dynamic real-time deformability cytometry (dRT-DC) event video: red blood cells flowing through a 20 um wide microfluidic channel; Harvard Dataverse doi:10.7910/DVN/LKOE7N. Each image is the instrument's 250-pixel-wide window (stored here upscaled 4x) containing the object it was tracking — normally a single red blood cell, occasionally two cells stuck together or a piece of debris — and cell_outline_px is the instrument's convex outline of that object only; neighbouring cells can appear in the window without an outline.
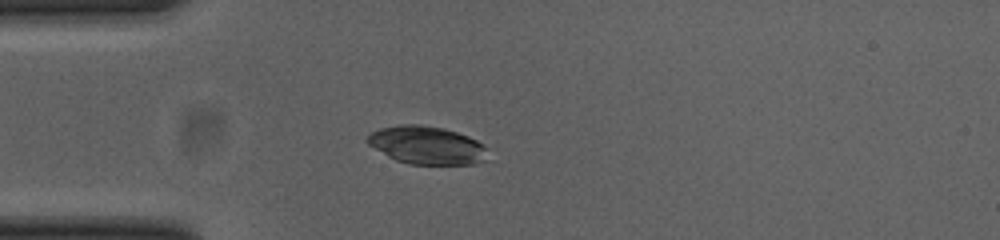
{"species": "common noctule bat (a hibernating species)", "species_latin": "Nyctalus noctula", "temperature_condition": "cold", "stored_images_in_passage": 40, "camera_frame_rate_fps": 3000, "um_per_image_px": 0.085, "animal": {"sex": "female", "body_mass_g": 23.0, "forearm_length_mm": 53.4}, "frame": {"image": 1, "passage_image": 1, "time_ms": 0.0, "image_size_px": [1000, 240], "cell_outline_px": [[484, 160], [472, 164], [408, 164], [396, 160], [388, 156], [368, 144], [364, 140], [372, 132], [380, 128], [400, 124], [420, 124], [444, 128], [468, 136], [476, 140], [484, 148]], "centroid_in_image_um": [36.2, 12.33], "position_along_channel_um": 48.8, "area_um2": 26.3}}
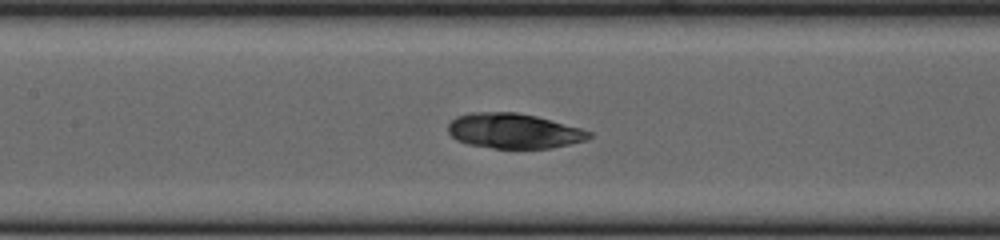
{"frame": {"image": 2, "passage_image": 11, "time_ms": 3.333, "image_size_px": [1000, 240], "cell_outline_px": [[592, 136], [588, 140], [552, 148], [492, 148], [468, 144], [456, 140], [448, 132], [448, 124], [456, 116], [468, 112], [516, 112], [536, 116], [580, 128], [592, 132]], "centroid_in_image_um": [43.66, 11.13], "position_along_channel_um": 163.7, "area_um2": 28.9}}
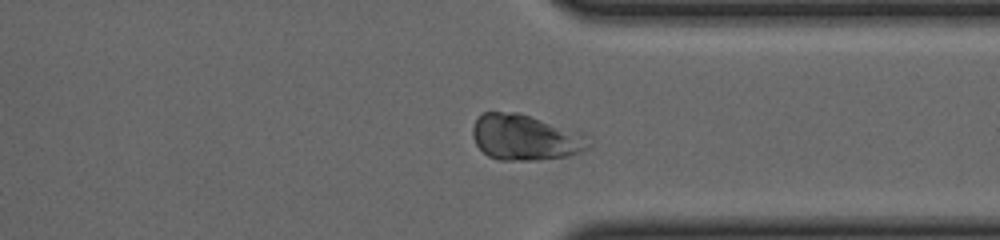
{"frame": {"image": 3, "passage_image": 27, "time_ms": 8.667, "image_size_px": [1000, 240], "cell_outline_px": [[592, 144], [588, 148], [580, 152], [568, 156], [536, 160], [496, 160], [488, 156], [476, 144], [472, 136], [472, 128], [476, 120], [484, 112], [516, 112], [580, 132]], "centroid_in_image_um": [44.61, 11.7], "position_along_channel_um": 366.8, "area_um2": 30.63}, "authors_computed_cell_mechanics": {"area_um2": 29.1312, "velocity_mm_per_s": 3.8278, "shape_relaxation_time_tau1_ms": null, "shape_relaxation_time_tau2_ms": 2.8364, "deformation_change_tau1": null, "deformation_change_tau2": 0.0602}}